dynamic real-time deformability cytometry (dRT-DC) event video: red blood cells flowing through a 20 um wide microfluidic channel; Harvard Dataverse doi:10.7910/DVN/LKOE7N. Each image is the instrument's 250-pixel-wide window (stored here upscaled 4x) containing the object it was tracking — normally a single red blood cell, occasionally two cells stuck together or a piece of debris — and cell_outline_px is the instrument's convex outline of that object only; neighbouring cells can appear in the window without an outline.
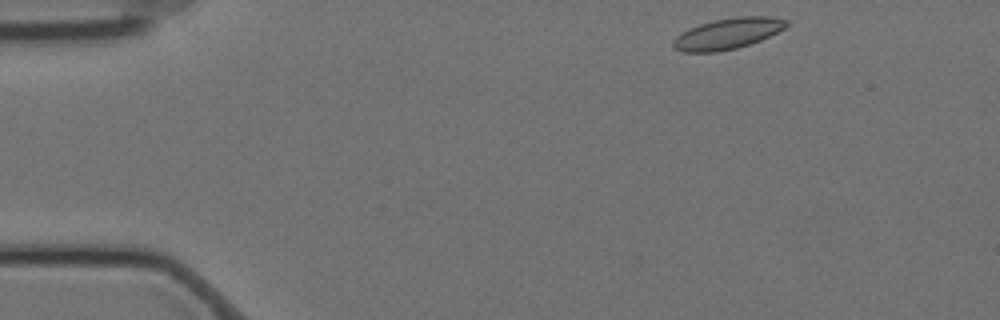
{"species": "Egyptian fruit bat (a non-hibernating species)", "species_latin": "Rousettus aegyptiacus", "temperature_condition": "cold", "stored_images_in_passage": 51, "camera_frame_rate_fps": 3000, "um_per_image_px": 0.085, "animal": {"sex": "female"}, "frame": {"image": 1, "passage_image": 1, "time_ms": 0.0, "image_size_px": [1000, 320], "cell_outline_px": [[788, 24], [784, 28], [760, 40], [736, 48], [716, 52], [684, 52], [676, 48], [672, 44], [672, 40], [676, 36], [688, 28], [700, 24], [716, 20], [736, 16], [772, 16], [788, 20]], "centroid_in_image_um": [61.84, 2.84], "position_along_channel_um": 23.2, "area_um2": 20.23}}
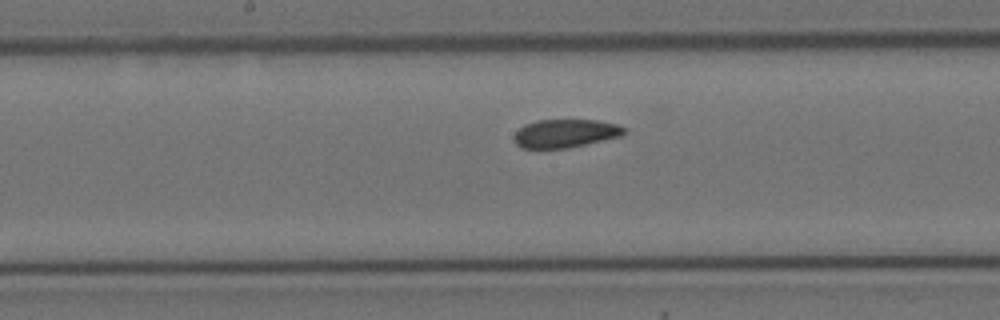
{"frame": {"image": 2, "passage_image": 23, "time_ms": 7.333, "image_size_px": [1000, 320], "cell_outline_px": [[628, 128], [620, 136], [568, 148], [520, 148], [512, 140], [512, 136], [524, 124], [536, 120], [596, 120], [616, 124]], "centroid_in_image_um": [48.0, 11.34], "position_along_channel_um": 200.2, "area_um2": 18.21}}
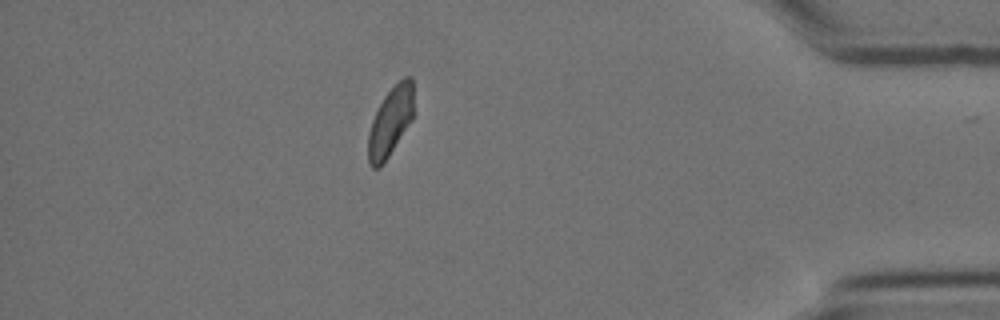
{"frame": {"image": 3, "passage_image": 44, "time_ms": 14.333, "image_size_px": [1000, 320], "cell_outline_px": [[412, 120], [380, 168], [372, 168], [368, 160], [368, 136], [372, 120], [384, 96], [404, 76], [412, 76]], "centroid_in_image_um": [33.17, 10.35], "position_along_channel_um": 402.0, "area_um2": 17.86}, "authors_computed_cell_mechanics": {"area_um2": 19.2474, "velocity_mm_per_s": 3.4854, "shape_relaxation_time_tau1_ms": 6.5303, "shape_relaxation_time_tau2_ms": 2.0573, "deformation_change_tau1": 0.1001, "deformation_change_tau2": 0.0561}}